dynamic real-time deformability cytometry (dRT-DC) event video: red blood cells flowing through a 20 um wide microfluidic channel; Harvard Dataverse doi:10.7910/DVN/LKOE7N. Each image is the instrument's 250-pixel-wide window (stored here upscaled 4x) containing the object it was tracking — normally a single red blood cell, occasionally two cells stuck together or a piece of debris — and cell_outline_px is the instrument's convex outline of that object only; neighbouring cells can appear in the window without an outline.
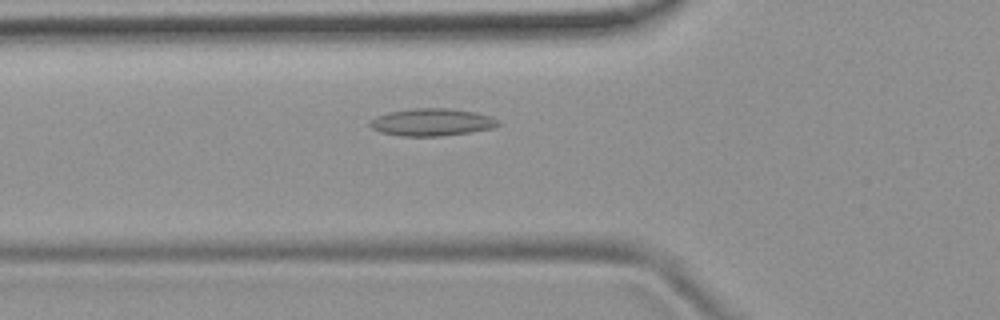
{"species": "common noctule bat (a hibernating species)", "species_latin": "Nyctalus noctula", "temperature_condition": "room temperature", "stored_images_in_passage": 3, "camera_frame_rate_fps": 3000, "um_per_image_px": 0.085, "animal": {"sex": "female", "body_mass_g": 19.9}, "frame": {"image": 1, "passage_image": 3, "time_ms": 0.667, "image_size_px": [1000, 320], "cell_outline_px": [[500, 124], [492, 128], [472, 132], [440, 136], [400, 136], [380, 132], [372, 128], [368, 124], [368, 120], [376, 116], [388, 112], [416, 108], [448, 108], [476, 112], [492, 116], [500, 120]], "centroid_in_image_um": [36.71, 10.38], "position_along_channel_um": 89.1, "area_um2": 20.69}}